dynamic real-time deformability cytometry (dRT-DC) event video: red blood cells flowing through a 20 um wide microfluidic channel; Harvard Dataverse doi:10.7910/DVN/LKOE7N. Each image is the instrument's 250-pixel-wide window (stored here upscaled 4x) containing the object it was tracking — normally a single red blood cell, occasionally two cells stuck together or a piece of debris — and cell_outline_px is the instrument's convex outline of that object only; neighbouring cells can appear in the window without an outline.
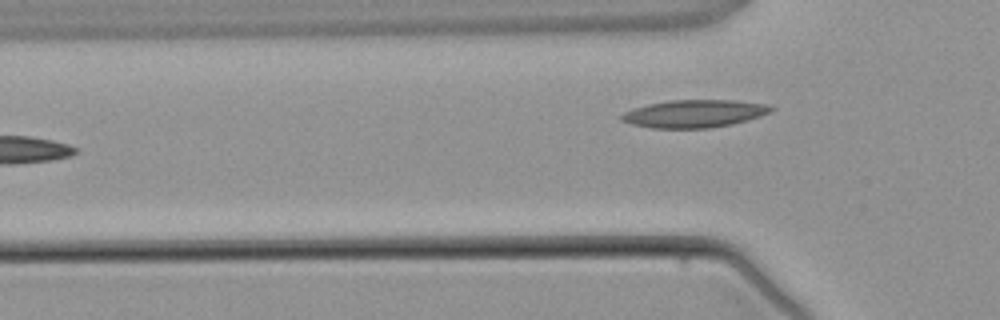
{"species": "common noctule bat (a hibernating species)", "species_latin": "Nyctalus noctula", "temperature_condition": "warm", "stored_images_in_passage": 4, "camera_frame_rate_fps": 3000, "um_per_image_px": 0.085, "animal": {"sex": "male", "body_mass_g": 21.5, "forearm_length_mm": 52.0}, "frame": {"image": 1, "passage_image": 4, "time_ms": 3.667, "image_size_px": [1000, 320], "cell_outline_px": [[776, 108], [760, 116], [748, 120], [732, 124], [712, 128], [652, 128], [632, 124], [620, 120], [620, 116], [624, 112], [632, 108], [648, 104], [668, 100], [736, 100], [768, 104]], "centroid_in_image_um": [59.01, 9.65], "position_along_channel_um": 66.8, "area_um2": 24.28}}